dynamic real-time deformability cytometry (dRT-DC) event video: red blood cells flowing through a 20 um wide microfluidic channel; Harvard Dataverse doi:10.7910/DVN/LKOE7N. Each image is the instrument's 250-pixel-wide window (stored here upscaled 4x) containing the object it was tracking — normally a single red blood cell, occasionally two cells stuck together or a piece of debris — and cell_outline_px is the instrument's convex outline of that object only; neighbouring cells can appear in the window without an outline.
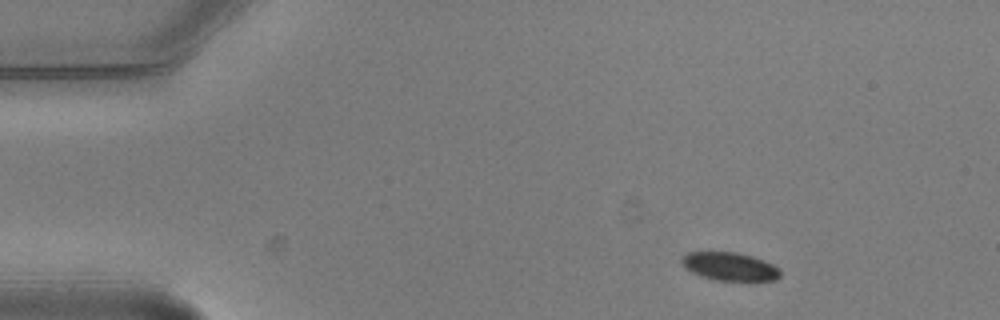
{"species": "common noctule bat (a hibernating species)", "species_latin": "Nyctalus noctula", "temperature_condition": "warm", "stored_images_in_passage": 3, "camera_frame_rate_fps": 3000, "um_per_image_px": 0.085, "animal": {"sex": "male", "body_mass_g": 20.5, "forearm_length_mm": 52.5}, "frame": {"image": 1, "passage_image": 1, "time_ms": 0.0, "image_size_px": [1000, 320], "cell_outline_px": [[780, 276], [776, 280], [716, 280], [692, 272], [680, 260], [680, 256], [688, 252], [736, 252], [752, 256], [764, 260], [780, 268]], "centroid_in_image_um": [62.05, 22.63], "position_along_channel_um": 23.0, "area_um2": 16.01}}
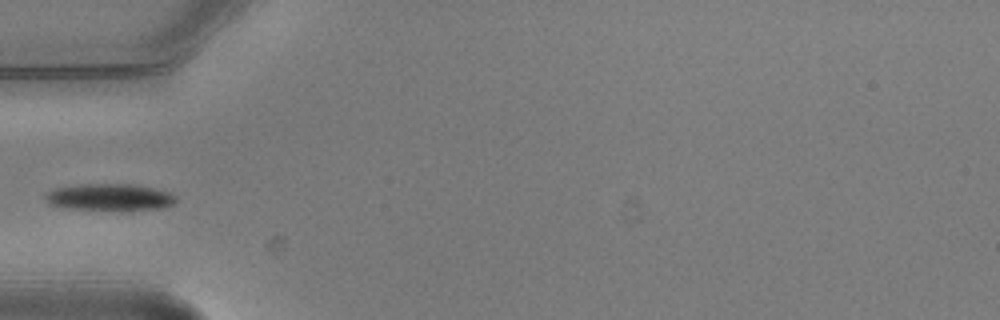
{"frame": {"image": 2, "passage_image": 3, "time_ms": 0.667, "image_size_px": [1000, 320], "cell_outline_px": [[176, 200], [172, 204], [164, 208], [128, 212], [68, 208], [48, 204], [44, 200], [44, 196], [48, 192], [56, 188], [76, 184], [136, 184], [168, 192], [176, 196]], "centroid_in_image_um": [9.33, 16.79], "position_along_channel_um": 75.7, "area_um2": 21.1}}